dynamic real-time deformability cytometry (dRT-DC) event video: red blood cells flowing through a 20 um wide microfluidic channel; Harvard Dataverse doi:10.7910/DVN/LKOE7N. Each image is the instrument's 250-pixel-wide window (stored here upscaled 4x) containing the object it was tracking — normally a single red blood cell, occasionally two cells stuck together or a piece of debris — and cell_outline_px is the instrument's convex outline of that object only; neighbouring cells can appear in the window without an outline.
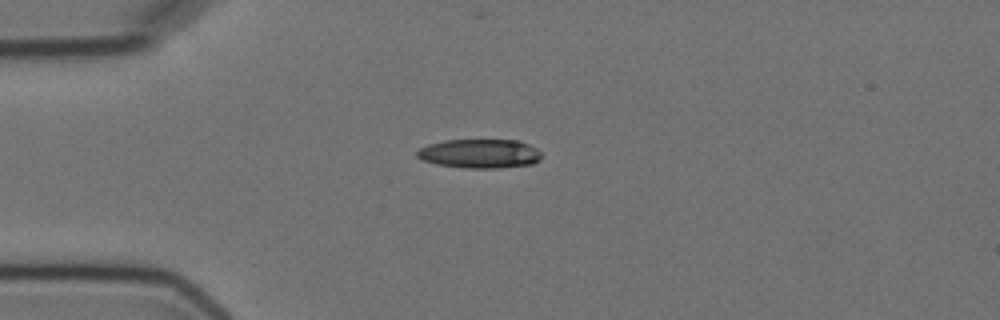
{"species": "Egyptian fruit bat (a non-hibernating species)", "species_latin": "Rousettus aegyptiacus", "temperature_condition": "cold", "stored_images_in_passage": 1, "camera_frame_rate_fps": 3000, "um_per_image_px": 0.085, "animal": {"sex": "female"}, "frame": {"image": 1, "passage_image": 1, "time_ms": 0.0, "image_size_px": [1000, 320], "cell_outline_px": [[540, 160], [532, 164], [496, 168], [464, 168], [436, 164], [424, 160], [416, 156], [416, 152], [420, 148], [428, 144], [444, 140], [520, 140], [536, 148], [540, 152]], "centroid_in_image_um": [40.77, 13.05], "position_along_channel_um": 44.2, "area_um2": 21.1}}